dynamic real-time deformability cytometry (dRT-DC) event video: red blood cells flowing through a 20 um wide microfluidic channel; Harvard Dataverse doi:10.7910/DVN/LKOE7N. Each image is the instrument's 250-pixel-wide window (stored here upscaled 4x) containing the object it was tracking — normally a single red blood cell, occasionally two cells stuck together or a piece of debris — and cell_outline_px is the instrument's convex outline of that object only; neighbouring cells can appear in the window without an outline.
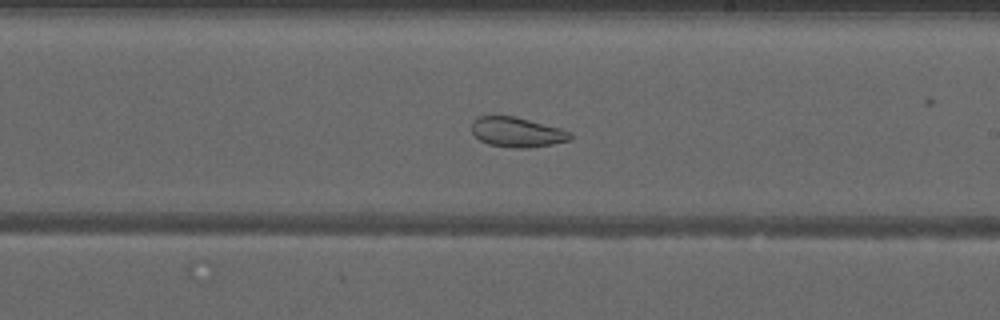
{"species": "common noctule bat (a hibernating species)", "species_latin": "Nyctalus noctula", "temperature_condition": "warm", "stored_images_in_passage": 53, "camera_frame_rate_fps": 3000, "um_per_image_px": 0.085, "animal": {"sex": "male", "forearm_length_mm": 52.5}, "frame": {"image": 1, "passage_image": 32, "time_ms": 10.333, "image_size_px": [1000, 320], "cell_outline_px": [[572, 136], [568, 140], [552, 144], [528, 148], [516, 148], [488, 144], [480, 140], [472, 132], [472, 120], [476, 116], [512, 116], [560, 128], [572, 132]], "centroid_in_image_um": [43.92, 11.23], "position_along_channel_um": 245.1, "area_um2": 16.99}}
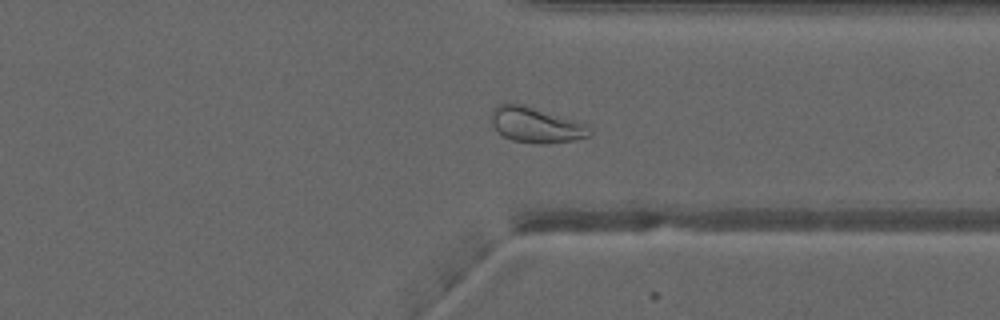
{"frame": {"image": 2, "passage_image": 41, "time_ms": 13.333, "image_size_px": [1000, 320], "cell_outline_px": [[592, 136], [572, 140], [540, 144], [512, 140], [504, 136], [492, 124], [492, 108], [500, 104], [524, 104], [584, 124], [592, 128]], "centroid_in_image_um": [45.56, 10.62], "position_along_channel_um": 365.8, "area_um2": 19.88}}
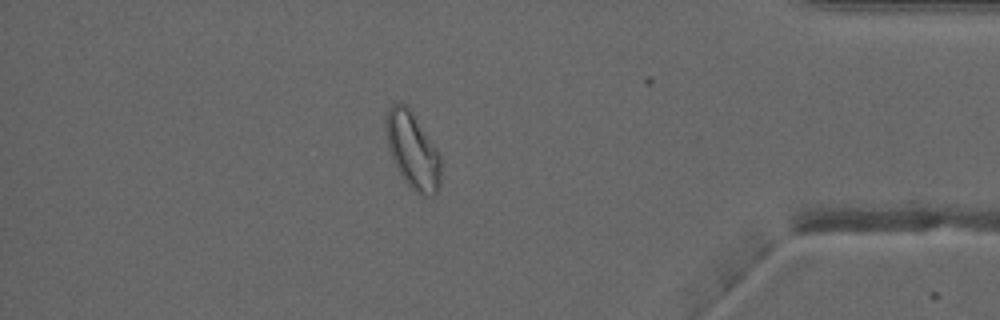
{"frame": {"image": 3, "passage_image": 46, "time_ms": 15.0, "image_size_px": [1000, 320], "cell_outline_px": [[440, 184], [436, 192], [432, 196], [428, 196], [416, 192], [404, 180], [396, 168], [388, 148], [384, 120], [388, 108], [392, 104], [408, 104], [436, 148], [440, 156]], "centroid_in_image_um": [35.05, 12.75], "position_along_channel_um": 400.1, "area_um2": 24.45}, "authors_computed_cell_mechanics": {"area_um2": 24.9118, "velocity_mm_per_s": 4.0212, "shape_relaxation_time_tau1_ms": null, "shape_relaxation_time_tau2_ms": 1.9159, "deformation_change_tau1": null, "deformation_change_tau2": 0.0882}}